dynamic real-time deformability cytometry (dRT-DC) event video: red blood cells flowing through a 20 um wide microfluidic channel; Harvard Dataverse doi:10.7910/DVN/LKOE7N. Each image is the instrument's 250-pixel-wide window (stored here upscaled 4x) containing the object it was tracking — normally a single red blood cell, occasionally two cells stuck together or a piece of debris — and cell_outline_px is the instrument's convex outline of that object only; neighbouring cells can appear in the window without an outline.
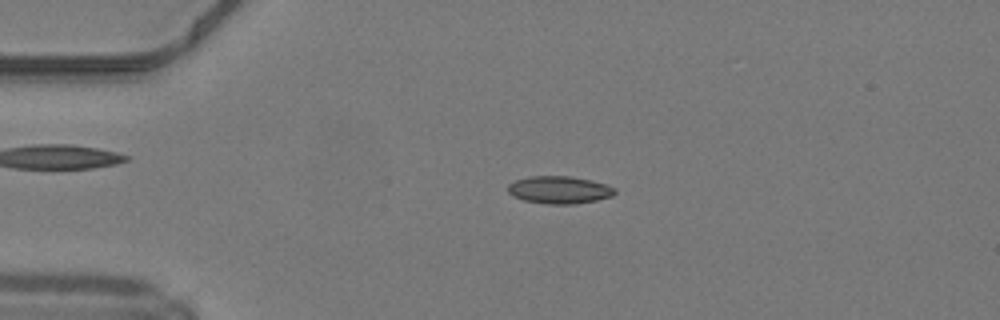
{"species": "common noctule bat (a hibernating species)", "species_latin": "Nyctalus noctula", "temperature_condition": "warm", "stored_images_in_passage": 48, "camera_frame_rate_fps": 3000, "um_per_image_px": 0.085, "animal": {"sex": "male", "body_mass_g": 19.2, "forearm_length_mm": 51.8}, "frame": {"image": 1, "passage_image": 11, "time_ms": 3.333, "image_size_px": [1000, 320], "cell_outline_px": [[616, 192], [612, 196], [596, 200], [576, 204], [548, 204], [524, 200], [512, 196], [508, 192], [508, 184], [516, 180], [528, 176], [568, 176], [592, 180], [616, 188]], "centroid_in_image_um": [47.53, 16.14], "position_along_channel_um": 37.5, "area_um2": 17.17}}
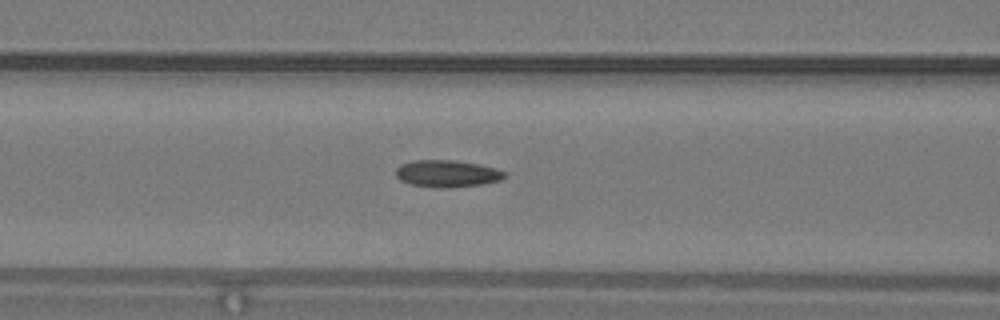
{"frame": {"image": 2, "passage_image": 20, "time_ms": 6.333, "image_size_px": [1000, 320], "cell_outline_px": [[508, 176], [500, 180], [484, 184], [452, 188], [436, 188], [412, 184], [400, 180], [396, 176], [396, 168], [400, 164], [412, 160], [452, 160], [480, 164], [496, 168], [504, 172]], "centroid_in_image_um": [38.02, 14.76], "position_along_channel_um": 128.6, "area_um2": 17.34}}
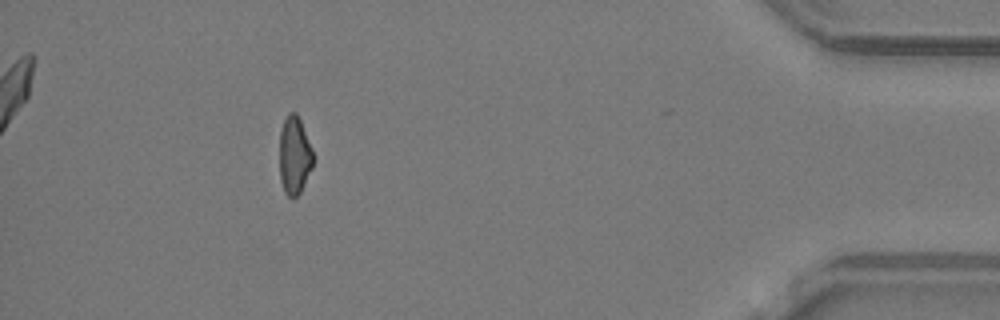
{"frame": {"image": 3, "passage_image": 44, "time_ms": 14.333, "image_size_px": [1000, 320], "cell_outline_px": [[312, 168], [300, 192], [292, 200], [284, 192], [280, 180], [280, 132], [284, 120], [288, 112], [296, 112], [300, 120], [312, 148]], "centroid_in_image_um": [25.01, 13.22], "position_along_channel_um": 410.2, "area_um2": 15.2}, "authors_computed_cell_mechanics": {"area_um2": 16.473, "velocity_mm_per_s": 4.2433, "shape_relaxation_time_tau1_ms": null, "shape_relaxation_time_tau2_ms": 4.1275, "deformation_change_tau1": null, "deformation_change_tau2": 0.1057}}